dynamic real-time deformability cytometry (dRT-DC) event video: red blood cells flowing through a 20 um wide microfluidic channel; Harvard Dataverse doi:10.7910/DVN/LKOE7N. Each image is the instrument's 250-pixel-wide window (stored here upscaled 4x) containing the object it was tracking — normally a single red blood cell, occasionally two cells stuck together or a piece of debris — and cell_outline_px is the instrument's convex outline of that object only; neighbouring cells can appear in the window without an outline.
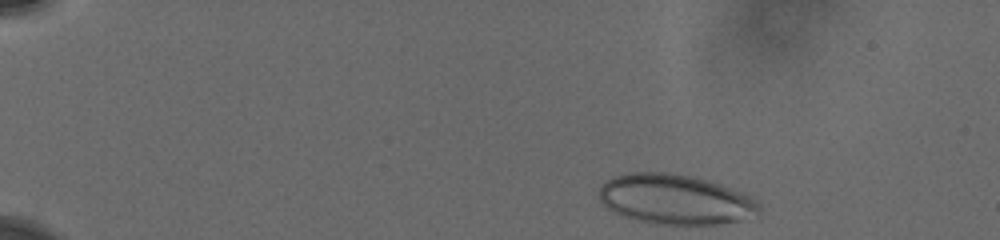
{"species": "human", "species_latin": "Homo sapiens", "temperature_condition": "cold", "stored_images_in_passage": 5, "camera_frame_rate_fps": 3000, "um_per_image_px": 0.085, "donor": {"sex": "male"}, "frame": {"image": 1, "passage_image": 1, "time_ms": 0.0, "image_size_px": [1000, 240], "cell_outline_px": [[760, 212], [756, 216], [740, 220], [720, 224], [652, 224], [636, 220], [624, 216], [608, 208], [600, 200], [600, 184], [616, 176], [632, 172], [668, 172], [692, 176], [708, 180], [744, 192], [756, 200], [760, 204]], "centroid_in_image_um": [57.44, 16.95], "position_along_channel_um": 27.6, "area_um2": 46.76}}